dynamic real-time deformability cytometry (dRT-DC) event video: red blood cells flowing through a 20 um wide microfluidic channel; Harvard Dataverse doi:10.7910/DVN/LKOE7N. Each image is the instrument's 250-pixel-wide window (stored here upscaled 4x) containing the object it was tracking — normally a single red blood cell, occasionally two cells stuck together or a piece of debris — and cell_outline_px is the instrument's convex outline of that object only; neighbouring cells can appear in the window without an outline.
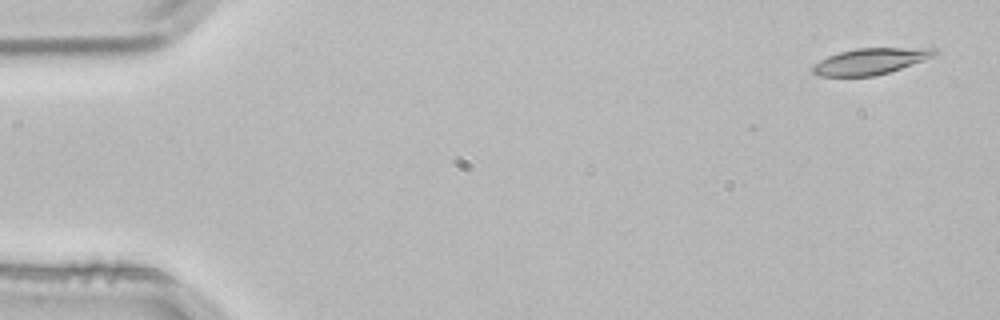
{"species": "common noctule bat (a hibernating species)", "species_latin": "Nyctalus noctula", "temperature_condition": "room temperature", "stored_images_in_passage": 3, "camera_frame_rate_fps": 3000, "um_per_image_px": 0.085, "animal": {"sex": "male", "body_mass_g": 21.5, "forearm_length_mm": 52.0}, "frame": {"image": 1, "passage_image": 1, "time_ms": 0.0, "image_size_px": [1000, 320], "cell_outline_px": [[940, 52], [936, 56], [888, 72], [872, 76], [820, 76], [812, 72], [812, 68], [820, 60], [828, 56], [840, 52], [856, 48], [936, 48]], "centroid_in_image_um": [74.03, 5.2], "position_along_channel_um": 11.0, "area_um2": 18.44}}
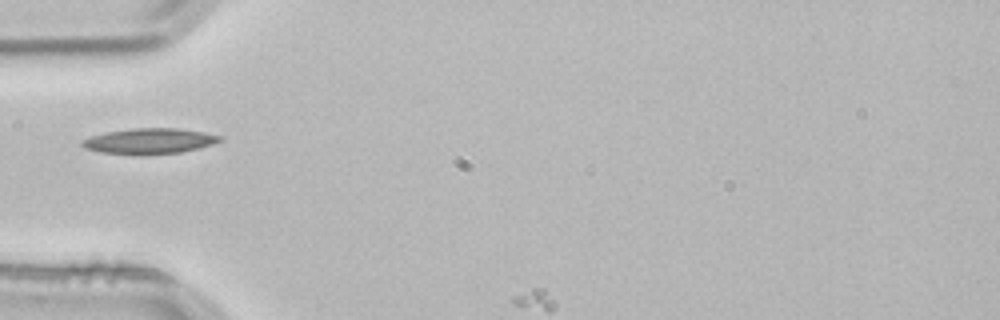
{"frame": {"image": 2, "passage_image": 3, "time_ms": 0.667, "image_size_px": [1000, 320], "cell_outline_px": [[220, 140], [212, 144], [200, 148], [180, 152], [144, 156], [140, 156], [100, 152], [84, 148], [80, 144], [80, 140], [92, 136], [108, 132], [132, 128], [180, 128], [204, 132], [220, 136]], "centroid_in_image_um": [12.66, 12.01], "position_along_channel_um": 72.3, "area_um2": 20.75}}